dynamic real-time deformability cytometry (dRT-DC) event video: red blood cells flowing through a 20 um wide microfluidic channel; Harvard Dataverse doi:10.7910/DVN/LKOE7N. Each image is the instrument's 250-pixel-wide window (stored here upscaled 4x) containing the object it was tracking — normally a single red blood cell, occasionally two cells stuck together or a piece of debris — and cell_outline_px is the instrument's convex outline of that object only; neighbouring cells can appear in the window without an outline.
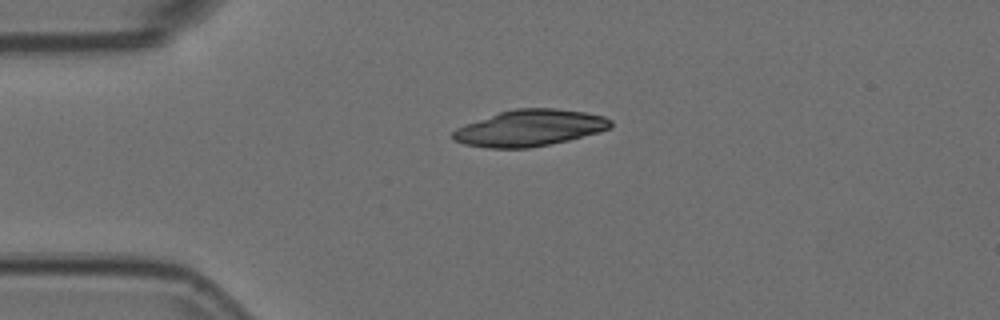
{"species": "Egyptian fruit bat (a non-hibernating species)", "species_latin": "Rousettus aegyptiacus", "temperature_condition": "room temperature", "stored_images_in_passage": 1, "camera_frame_rate_fps": 3000, "um_per_image_px": 0.085, "animal": {"sex": "female"}, "frame": {"image": 1, "passage_image": 1, "time_ms": 0.0, "image_size_px": [1000, 320], "cell_outline_px": [[612, 128], [600, 132], [568, 140], [528, 148], [488, 148], [464, 144], [456, 140], [452, 136], [452, 132], [456, 128], [464, 124], [500, 112], [516, 108], [556, 108], [584, 112], [604, 116], [612, 120]], "centroid_in_image_um": [45.05, 10.87], "position_along_channel_um": 40.0, "area_um2": 33.41}}